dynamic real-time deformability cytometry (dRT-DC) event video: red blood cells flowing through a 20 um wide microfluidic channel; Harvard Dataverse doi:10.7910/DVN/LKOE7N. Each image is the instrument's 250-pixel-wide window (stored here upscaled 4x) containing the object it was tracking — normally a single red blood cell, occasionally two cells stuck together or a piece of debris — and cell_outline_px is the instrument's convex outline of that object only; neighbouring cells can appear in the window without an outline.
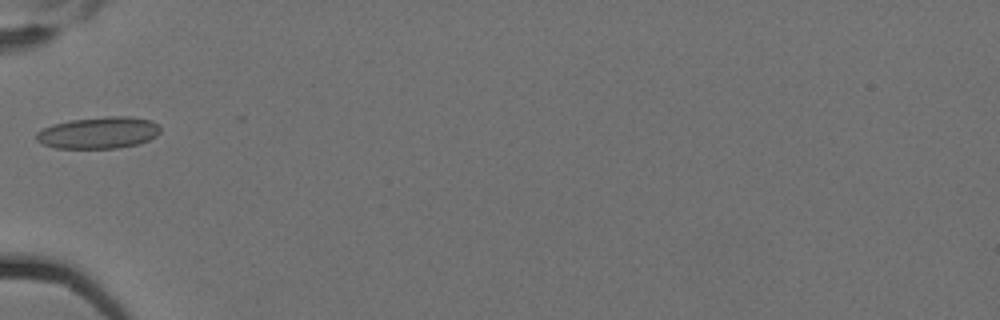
{"species": "Egyptian fruit bat (a non-hibernating species)", "species_latin": "Rousettus aegyptiacus", "temperature_condition": "cold", "stored_images_in_passage": 8, "camera_frame_rate_fps": 3000, "um_per_image_px": 0.085, "animal": {"sex": "female"}, "frame": {"image": 1, "passage_image": 6, "time_ms": 1.667, "image_size_px": [1000, 320], "cell_outline_px": [[160, 132], [156, 136], [148, 140], [136, 144], [116, 148], [56, 148], [44, 144], [36, 140], [36, 132], [52, 124], [72, 120], [108, 116], [128, 116], [152, 120], [160, 128]], "centroid_in_image_um": [8.38, 11.28], "position_along_channel_um": 76.6, "area_um2": 22.77}}
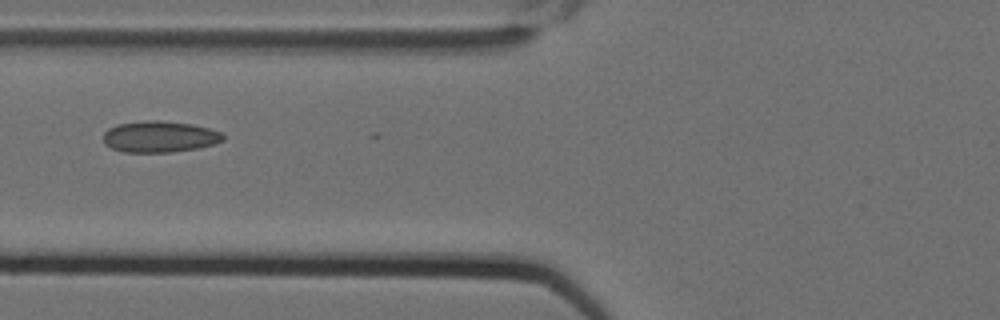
{"frame": {"image": 2, "passage_image": 7, "time_ms": 2.0, "image_size_px": [1000, 320], "cell_outline_px": [[224, 140], [212, 144], [196, 148], [172, 152], [124, 152], [112, 148], [104, 144], [104, 132], [108, 128], [116, 124], [148, 120], [160, 120], [192, 124], [208, 128], [220, 132], [224, 136]], "centroid_in_image_um": [13.53, 11.61], "position_along_channel_um": 112.3, "area_um2": 21.79}}